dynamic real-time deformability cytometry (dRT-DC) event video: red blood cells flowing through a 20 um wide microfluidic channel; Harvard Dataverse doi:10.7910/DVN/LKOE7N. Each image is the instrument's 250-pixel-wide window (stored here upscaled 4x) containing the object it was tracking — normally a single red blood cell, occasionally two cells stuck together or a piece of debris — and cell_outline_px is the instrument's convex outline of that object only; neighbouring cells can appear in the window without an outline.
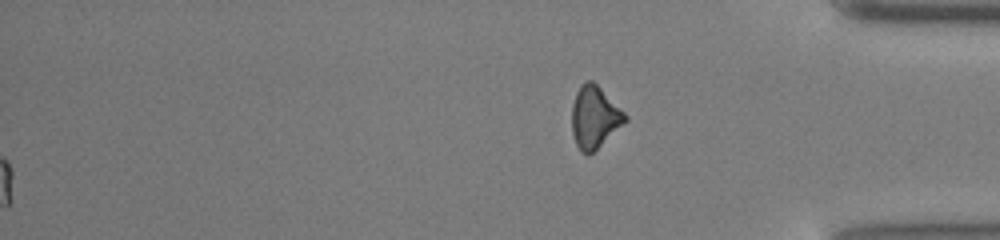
{"species": "common noctule bat (a hibernating species)", "species_latin": "Nyctalus noctula", "temperature_condition": "cold", "stored_images_in_passage": 44, "segment_of_instrument_passage": [2, 2], "camera_frame_rate_fps": 3000, "um_per_image_px": 0.085, "animal": {"sex": "male", "body_mass_g": 13.0, "forearm_length_mm": 53.1}, "frame": {"image": 1, "passage_image": 44, "time_ms": 14.333, "image_size_px": [1000, 240], "cell_outline_px": [[628, 120], [624, 124], [588, 156], [580, 152], [576, 144], [572, 132], [572, 104], [576, 92], [580, 84], [588, 80], [592, 80], [628, 116]], "centroid_in_image_um": [50.52, 9.97], "position_along_channel_um": 384.7, "area_um2": 19.19}}